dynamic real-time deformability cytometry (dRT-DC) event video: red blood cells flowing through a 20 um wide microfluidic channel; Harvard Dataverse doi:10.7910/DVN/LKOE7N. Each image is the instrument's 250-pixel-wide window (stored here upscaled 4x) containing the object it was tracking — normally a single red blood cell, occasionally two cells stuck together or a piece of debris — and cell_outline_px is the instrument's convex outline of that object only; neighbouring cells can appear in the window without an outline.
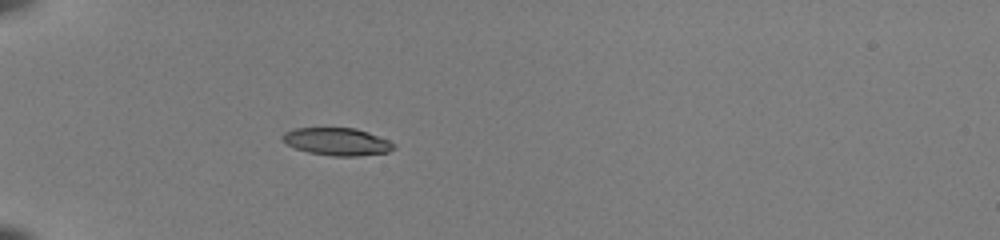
{"species": "common noctule bat (a hibernating species)", "species_latin": "Nyctalus noctula", "temperature_condition": "room temperature", "stored_images_in_passage": 55, "camera_frame_rate_fps": 3000, "um_per_image_px": 0.085, "animal": {"sex": "female", "body_mass_g": 22.0, "forearm_length_mm": 56.7}, "frame": {"image": 1, "passage_image": 20, "time_ms": 6.333, "image_size_px": [1000, 240], "cell_outline_px": [[396, 148], [388, 152], [356, 156], [332, 156], [308, 152], [296, 148], [280, 140], [280, 136], [284, 132], [296, 128], [356, 128], [368, 132], [388, 140], [396, 144]], "centroid_in_image_um": [28.65, 12.03], "position_along_channel_um": 56.4, "area_um2": 17.92}}
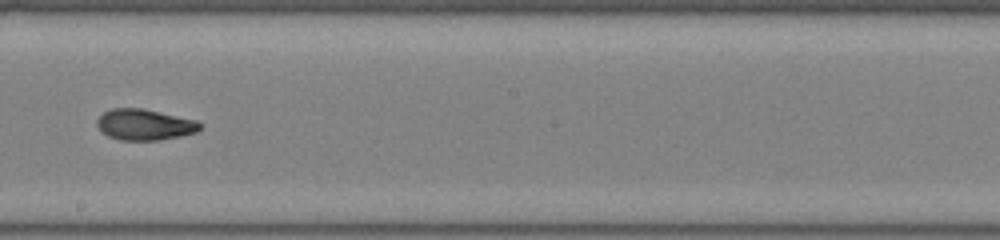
{"frame": {"image": 2, "passage_image": 35, "time_ms": 11.333, "image_size_px": [1000, 240], "cell_outline_px": [[204, 124], [196, 132], [180, 136], [160, 140], [120, 140], [108, 136], [100, 132], [96, 124], [96, 120], [104, 112], [112, 108], [144, 108], [196, 120]], "centroid_in_image_um": [12.28, 10.59], "position_along_channel_um": 235.9, "area_um2": 18.79}}
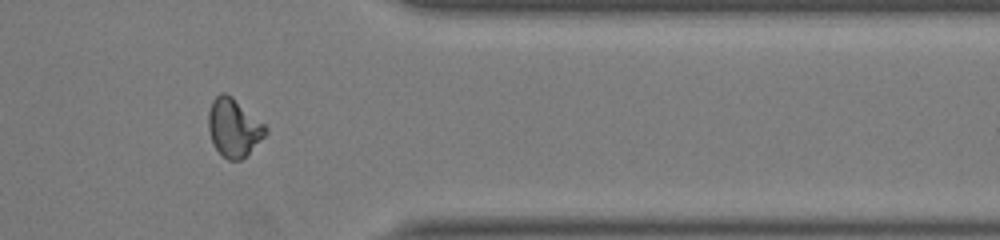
{"frame": {"image": 3, "passage_image": 47, "time_ms": 15.333, "image_size_px": [1000, 240], "cell_outline_px": [[268, 132], [240, 160], [228, 160], [212, 144], [208, 128], [208, 112], [212, 100], [220, 92], [224, 92], [232, 96], [264, 124], [268, 128]], "centroid_in_image_um": [19.84, 10.81], "position_along_channel_um": 391.6, "area_um2": 19.13}, "authors_computed_cell_mechanics": {"area_um2": 18.6116, "velocity_mm_per_s": 4.0259, "shape_relaxation_time_tau1_ms": null, "shape_relaxation_time_tau2_ms": 1.8413, "deformation_change_tau1": null, "deformation_change_tau2": 0.0685}}